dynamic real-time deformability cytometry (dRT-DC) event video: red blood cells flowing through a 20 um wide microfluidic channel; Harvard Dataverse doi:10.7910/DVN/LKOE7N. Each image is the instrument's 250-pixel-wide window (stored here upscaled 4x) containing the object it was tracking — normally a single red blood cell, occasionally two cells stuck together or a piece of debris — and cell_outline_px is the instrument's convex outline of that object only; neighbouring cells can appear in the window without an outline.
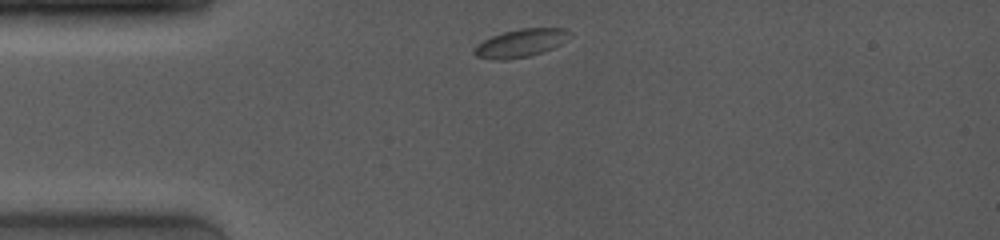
{"species": "common noctule bat (a hibernating species)", "species_latin": "Nyctalus noctula", "temperature_condition": "room temperature", "stored_images_in_passage": 22, "camera_frame_rate_fps": 4000, "um_per_image_px": 0.085, "animal": {"sex": "female", "body_mass_g": 19.0, "forearm_length_mm": 53.3}, "frame": {"image": 1, "passage_image": 1, "time_ms": 0.0, "image_size_px": [1000, 240], "cell_outline_px": [[572, 32], [560, 44], [544, 52], [528, 56], [504, 60], [492, 60], [476, 56], [472, 52], [472, 48], [476, 44], [492, 36], [504, 32], [520, 28], [564, 28]], "centroid_in_image_um": [44.2, 3.67], "position_along_channel_um": 40.8, "area_um2": 15.61}}
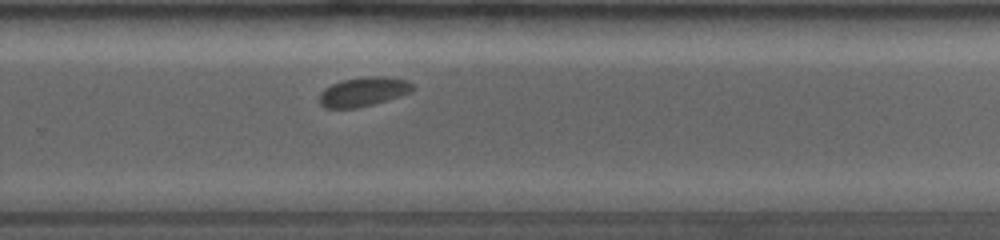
{"frame": {"image": 2, "passage_image": 15, "time_ms": 7.25, "image_size_px": [1000, 240], "cell_outline_px": [[416, 88], [412, 92], [388, 100], [356, 108], [324, 108], [320, 104], [320, 92], [324, 88], [340, 80], [364, 76], [388, 76], [404, 80], [412, 84]], "centroid_in_image_um": [30.89, 7.78], "position_along_channel_um": 298.9, "area_um2": 16.07}}
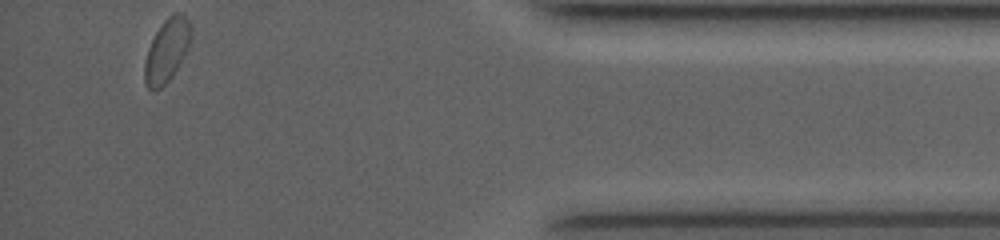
{"frame": {"image": 3, "passage_image": 22, "time_ms": 11.25, "image_size_px": [1000, 240], "cell_outline_px": [[192, 32], [188, 48], [172, 76], [156, 92], [152, 92], [144, 84], [144, 60], [148, 48], [160, 24], [172, 12], [184, 12], [188, 16], [192, 24]], "centroid_in_image_um": [14.19, 4.24], "position_along_channel_um": 421.0, "area_um2": 17.51}, "authors_computed_cell_mechanics": {"area_um2": 16.1551, "velocity_mm_per_s": 3.9368, "shape_relaxation_time_tau1_ms": 2.5313, "shape_relaxation_time_tau2_ms": null, "deformation_change_tau1": 0.0392, "deformation_change_tau2": null}}